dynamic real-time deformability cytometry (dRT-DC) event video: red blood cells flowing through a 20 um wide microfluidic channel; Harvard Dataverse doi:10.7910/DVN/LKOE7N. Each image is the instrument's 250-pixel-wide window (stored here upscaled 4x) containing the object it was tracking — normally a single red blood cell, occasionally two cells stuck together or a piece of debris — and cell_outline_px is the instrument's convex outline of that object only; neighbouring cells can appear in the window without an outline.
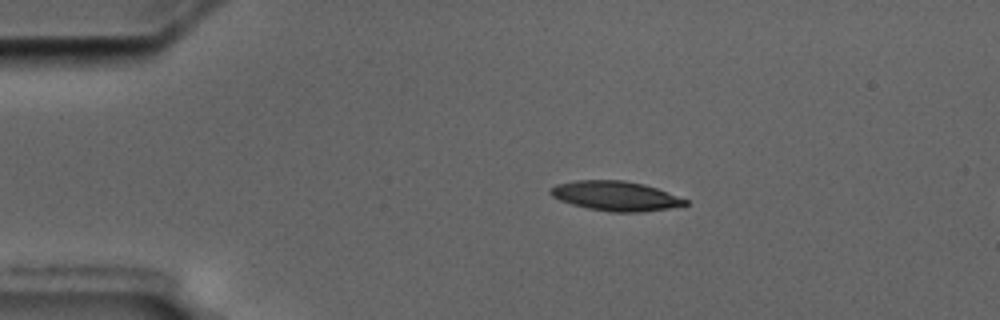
{"species": "common noctule bat (a hibernating species)", "species_latin": "Nyctalus noctula", "temperature_condition": "cold", "stored_images_in_passage": 3, "camera_frame_rate_fps": 3000, "um_per_image_px": 0.085, "animal": {"sex": "male", "body_mass_g": 17.5, "forearm_length_mm": 52.3}, "frame": {"image": 1, "passage_image": 1, "time_ms": 0.0, "image_size_px": [1000, 320], "cell_outline_px": [[688, 204], [668, 208], [640, 212], [612, 212], [588, 208], [572, 204], [560, 200], [552, 196], [548, 192], [556, 184], [576, 180], [624, 180], [644, 184], [656, 188], [688, 200]], "centroid_in_image_um": [52.3, 16.65], "position_along_channel_um": 32.7, "area_um2": 23.06}}